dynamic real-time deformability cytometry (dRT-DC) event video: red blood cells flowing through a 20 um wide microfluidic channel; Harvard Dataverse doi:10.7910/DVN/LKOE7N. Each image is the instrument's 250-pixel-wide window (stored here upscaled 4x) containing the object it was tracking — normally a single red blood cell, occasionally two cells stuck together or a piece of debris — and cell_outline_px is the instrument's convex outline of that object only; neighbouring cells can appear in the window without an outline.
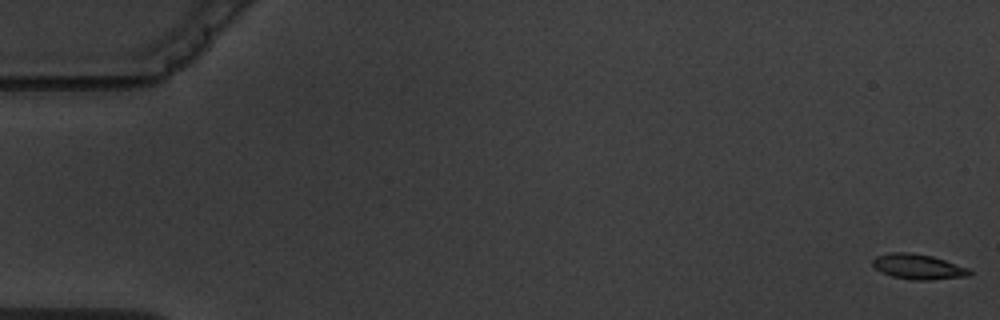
{"species": "common noctule bat (a hibernating species)", "species_latin": "Nyctalus noctula", "temperature_condition": "warm", "stored_images_in_passage": 6, "camera_frame_rate_fps": 3000, "um_per_image_px": 0.085, "animal": {"sex": "male", "body_mass_g": 19.5, "forearm_length_mm": 54.6}, "frame": {"image": 1, "passage_image": 1, "time_ms": 0.0, "image_size_px": [1000, 320], "cell_outline_px": [[972, 276], [928, 280], [912, 280], [892, 276], [880, 272], [872, 264], [872, 260], [876, 256], [888, 252], [904, 252], [932, 256], [968, 268], [972, 272]], "centroid_in_image_um": [78.03, 22.67], "position_along_channel_um": 7.0, "area_um2": 14.22}}
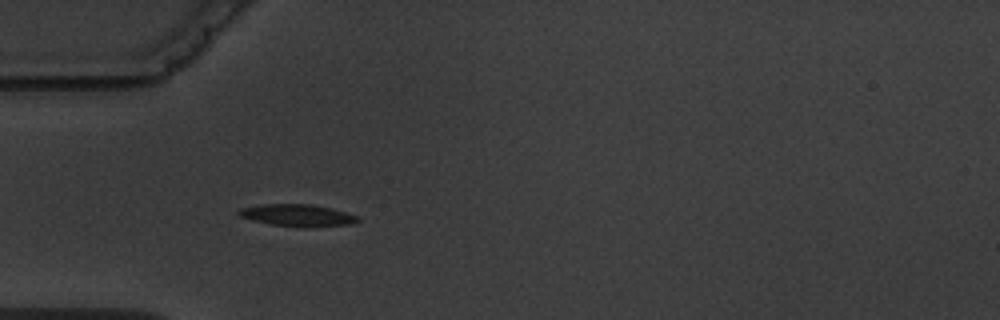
{"frame": {"image": 2, "passage_image": 5, "time_ms": 5.667, "image_size_px": [1000, 320], "cell_outline_px": [[360, 220], [348, 224], [304, 228], [272, 224], [252, 220], [240, 216], [236, 212], [240, 208], [260, 204], [312, 204], [332, 208], [360, 216]], "centroid_in_image_um": [25.29, 18.29], "position_along_channel_um": 59.7, "area_um2": 15.37}}
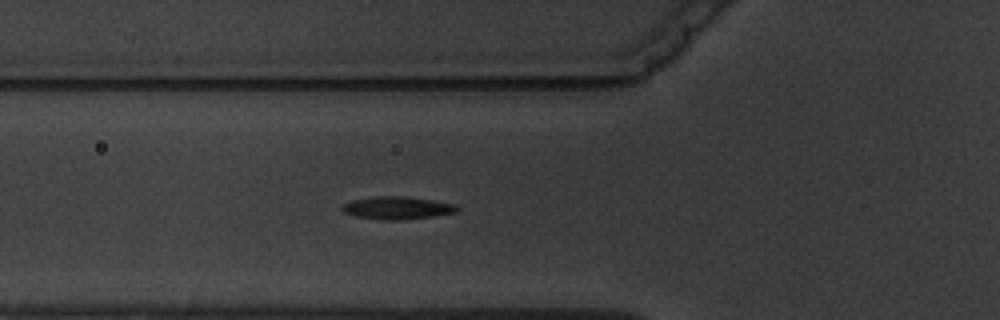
{"frame": {"image": 3, "passage_image": 6, "time_ms": 6.667, "image_size_px": [1000, 320], "cell_outline_px": [[460, 208], [456, 212], [432, 216], [404, 220], [384, 220], [356, 216], [344, 212], [340, 208], [344, 204], [352, 200], [376, 196], [404, 196], [432, 200], [456, 204]], "centroid_in_image_um": [33.77, 17.67], "position_along_channel_um": 92.0, "area_um2": 15.14}}